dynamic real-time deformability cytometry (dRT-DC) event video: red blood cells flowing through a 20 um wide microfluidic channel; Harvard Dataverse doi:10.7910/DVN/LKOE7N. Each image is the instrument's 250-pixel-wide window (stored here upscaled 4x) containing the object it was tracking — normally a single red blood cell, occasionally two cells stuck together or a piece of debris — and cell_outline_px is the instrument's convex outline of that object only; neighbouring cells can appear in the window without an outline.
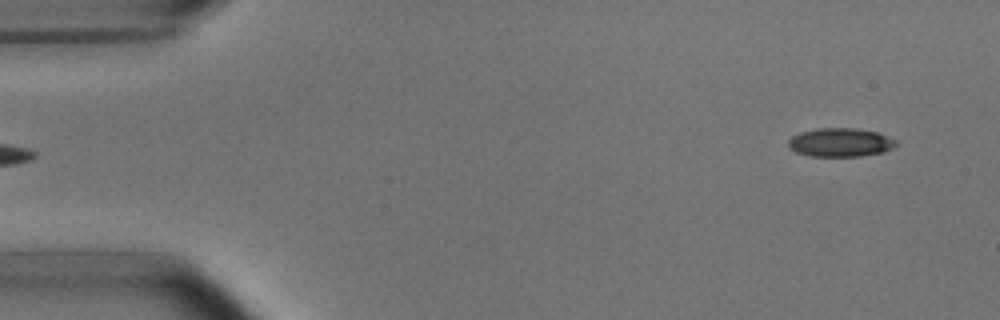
{"species": "common noctule bat (a hibernating species)", "species_latin": "Nyctalus noctula", "temperature_condition": "room temperature", "stored_images_in_passage": 2, "camera_frame_rate_fps": 3000, "um_per_image_px": 0.085, "animal": {"sex": "male", "body_mass_g": 15.6}, "frame": {"image": 1, "passage_image": 2, "time_ms": 1.333, "image_size_px": [1000, 320], "cell_outline_px": [[896, 144], [892, 148], [884, 152], [860, 156], [808, 156], [796, 152], [788, 148], [788, 140], [792, 136], [800, 132], [816, 128], [856, 128], [876, 132], [896, 140]], "centroid_in_image_um": [71.39, 12.1], "position_along_channel_um": 13.6, "area_um2": 18.03}}